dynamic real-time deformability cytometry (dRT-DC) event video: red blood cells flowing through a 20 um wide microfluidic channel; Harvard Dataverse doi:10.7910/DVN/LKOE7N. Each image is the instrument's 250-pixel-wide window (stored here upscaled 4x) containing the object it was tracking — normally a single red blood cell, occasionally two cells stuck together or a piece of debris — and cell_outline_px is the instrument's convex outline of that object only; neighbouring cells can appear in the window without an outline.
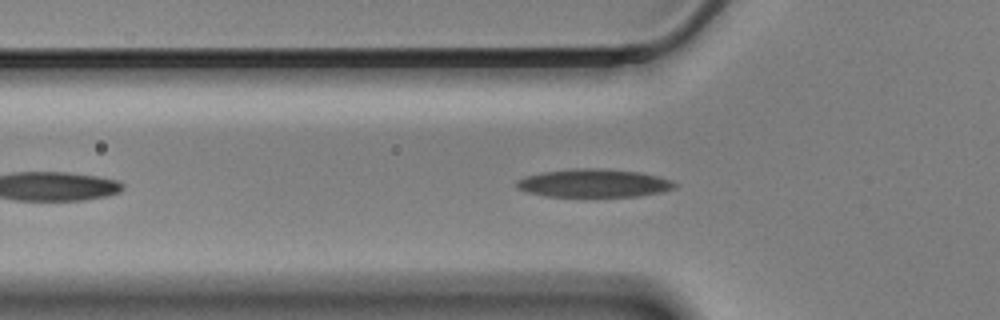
{"species": "Egyptian fruit bat (a non-hibernating species)", "species_latin": "Rousettus aegyptiacus", "temperature_condition": "cold", "stored_images_in_passage": 32, "camera_frame_rate_fps": 3000, "um_per_image_px": 0.085, "animal": {"sex": "male"}, "frame": {"image": 1, "passage_image": 9, "time_ms": 2.667, "image_size_px": [1000, 320], "cell_outline_px": [[676, 188], [660, 192], [640, 196], [544, 196], [528, 192], [516, 188], [516, 180], [524, 176], [544, 172], [572, 168], [604, 168], [640, 172], [672, 180], [676, 184]], "centroid_in_image_um": [50.46, 15.56], "position_along_channel_um": 75.3, "area_um2": 26.01}}
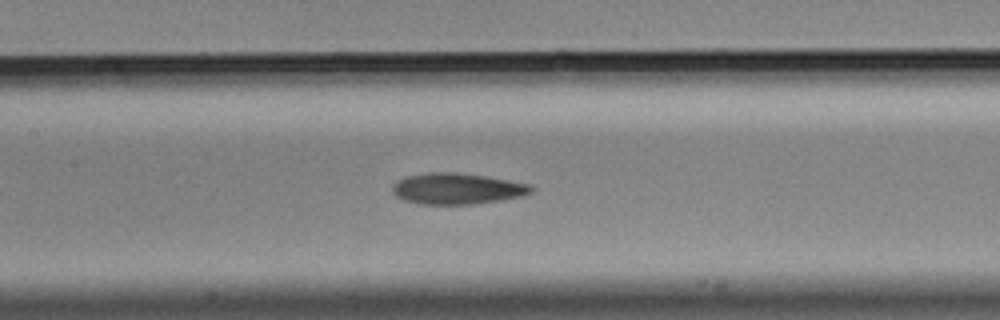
{"frame": {"image": 2, "passage_image": 17, "time_ms": 5.333, "image_size_px": [1000, 320], "cell_outline_px": [[536, 188], [532, 192], [524, 196], [500, 200], [472, 204], [420, 204], [404, 200], [396, 196], [392, 192], [392, 184], [396, 180], [404, 176], [428, 172], [456, 172], [484, 176], [508, 180], [528, 184]], "centroid_in_image_um": [38.82, 16.03], "position_along_channel_um": 168.6, "area_um2": 25.32}}
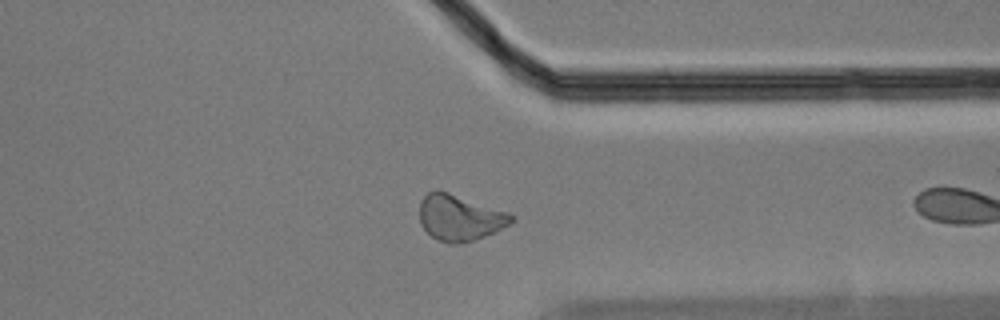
{"frame": {"image": 3, "passage_image": 31, "time_ms": 10.0, "image_size_px": [1000, 320], "cell_outline_px": [[516, 216], [508, 224], [484, 236], [472, 240], [456, 244], [452, 244], [436, 240], [420, 224], [420, 200], [428, 192], [436, 188], [440, 188], [508, 212]], "centroid_in_image_um": [39.03, 18.46], "position_along_channel_um": 372.4, "area_um2": 24.68}}